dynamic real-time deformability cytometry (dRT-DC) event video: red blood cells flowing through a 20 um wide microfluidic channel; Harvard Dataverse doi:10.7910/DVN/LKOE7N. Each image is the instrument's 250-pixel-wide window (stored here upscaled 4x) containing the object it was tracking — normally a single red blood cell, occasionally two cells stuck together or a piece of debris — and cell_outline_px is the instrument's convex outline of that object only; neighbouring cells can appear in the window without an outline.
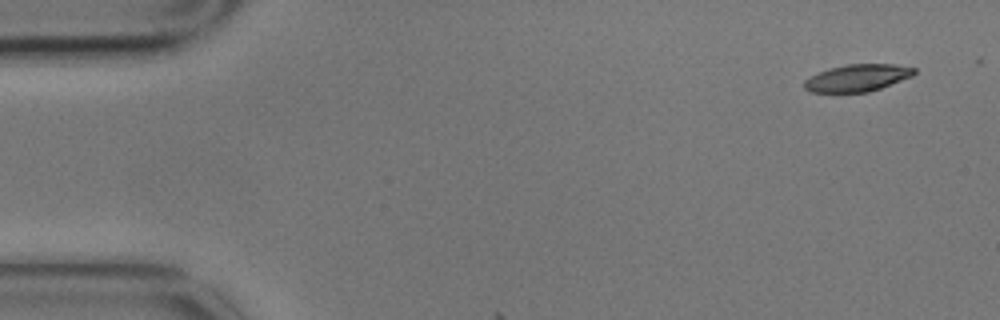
{"species": "common noctule bat (a hibernating species)", "species_latin": "Nyctalus noctula", "temperature_condition": "cold", "stored_images_in_passage": 3, "camera_frame_rate_fps": 3000, "um_per_image_px": 0.085, "animal": {"sex": "male", "body_mass_g": 17.9}, "frame": {"image": 1, "passage_image": 1, "time_ms": 0.0, "image_size_px": [1000, 320], "cell_outline_px": [[916, 72], [912, 76], [880, 88], [868, 92], [812, 92], [804, 88], [804, 80], [820, 72], [832, 68], [848, 64], [892, 64], [916, 68]], "centroid_in_image_um": [72.9, 6.62], "position_along_channel_um": 12.1, "area_um2": 17.05}}